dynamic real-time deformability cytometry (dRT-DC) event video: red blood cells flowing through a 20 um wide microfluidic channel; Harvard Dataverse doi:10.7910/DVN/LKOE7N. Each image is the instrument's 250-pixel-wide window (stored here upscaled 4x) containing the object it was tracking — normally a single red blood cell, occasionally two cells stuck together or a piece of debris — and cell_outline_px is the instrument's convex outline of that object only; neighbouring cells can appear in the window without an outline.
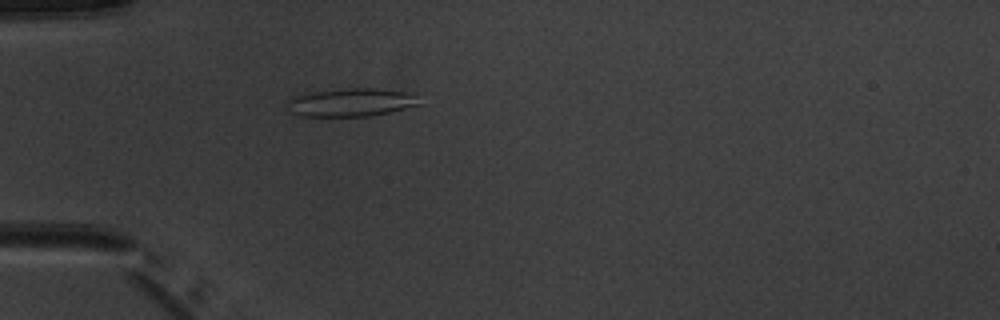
{"species": "common noctule bat (a hibernating species)", "species_latin": "Nyctalus noctula", "temperature_condition": "warm", "stored_images_in_passage": 3, "camera_frame_rate_fps": 3000, "um_per_image_px": 0.085, "animal": {"sex": "male", "body_mass_g": 20.1, "forearm_length_mm": 53.5}, "frame": {"image": 1, "passage_image": 3, "time_ms": 2.333, "image_size_px": [1000, 320], "cell_outline_px": [[424, 104], [372, 116], [304, 116], [292, 112], [288, 104], [288, 100], [296, 96], [316, 92], [348, 88], [376, 88], [404, 92], [416, 96]], "centroid_in_image_um": [29.93, 8.71], "position_along_channel_um": 55.1, "area_um2": 21.33}}